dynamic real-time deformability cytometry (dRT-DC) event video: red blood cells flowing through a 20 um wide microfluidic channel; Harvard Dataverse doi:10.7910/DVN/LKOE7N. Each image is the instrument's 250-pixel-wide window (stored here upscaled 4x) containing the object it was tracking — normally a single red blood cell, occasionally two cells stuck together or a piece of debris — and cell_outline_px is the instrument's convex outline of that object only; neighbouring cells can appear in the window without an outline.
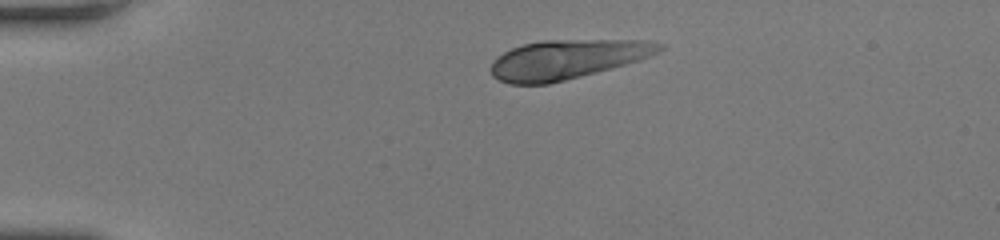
{"species": "human", "species_latin": "Homo sapiens", "temperature_condition": "room temperature", "stored_images_in_passage": 43, "camera_frame_rate_fps": 3000, "um_per_image_px": 0.085, "donor": {"sex": "female"}, "frame": {"image": 1, "passage_image": 1, "time_ms": 0.0, "image_size_px": [1000, 240], "cell_outline_px": [[664, 48], [660, 52], [640, 60], [580, 76], [548, 84], [508, 84], [492, 76], [492, 64], [496, 56], [512, 48], [524, 44], [544, 40], [644, 40], [664, 44]], "centroid_in_image_um": [48.21, 5.04], "position_along_channel_um": 36.8, "area_um2": 38.26}}
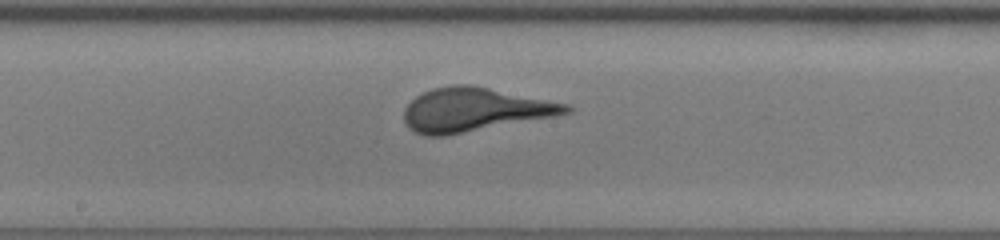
{"frame": {"image": 2, "passage_image": 19, "time_ms": 6.0, "image_size_px": [1000, 240], "cell_outline_px": [[572, 112], [552, 116], [444, 136], [424, 136], [408, 128], [404, 124], [404, 108], [416, 96], [432, 88], [456, 84], [472, 84], [568, 104], [572, 108]], "centroid_in_image_um": [40.27, 9.31], "position_along_channel_um": 207.9, "area_um2": 40.98}}
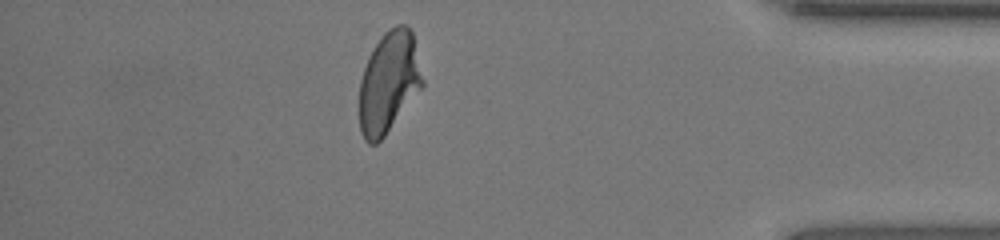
{"frame": {"image": 3, "passage_image": 37, "time_ms": 12.0, "image_size_px": [1000, 240], "cell_outline_px": [[424, 84], [384, 136], [376, 144], [368, 144], [364, 140], [360, 132], [360, 80], [368, 56], [384, 32], [388, 28], [396, 24], [404, 24], [412, 32], [424, 80]], "centroid_in_image_um": [33.04, 6.98], "position_along_channel_um": 402.2, "area_um2": 36.99}}